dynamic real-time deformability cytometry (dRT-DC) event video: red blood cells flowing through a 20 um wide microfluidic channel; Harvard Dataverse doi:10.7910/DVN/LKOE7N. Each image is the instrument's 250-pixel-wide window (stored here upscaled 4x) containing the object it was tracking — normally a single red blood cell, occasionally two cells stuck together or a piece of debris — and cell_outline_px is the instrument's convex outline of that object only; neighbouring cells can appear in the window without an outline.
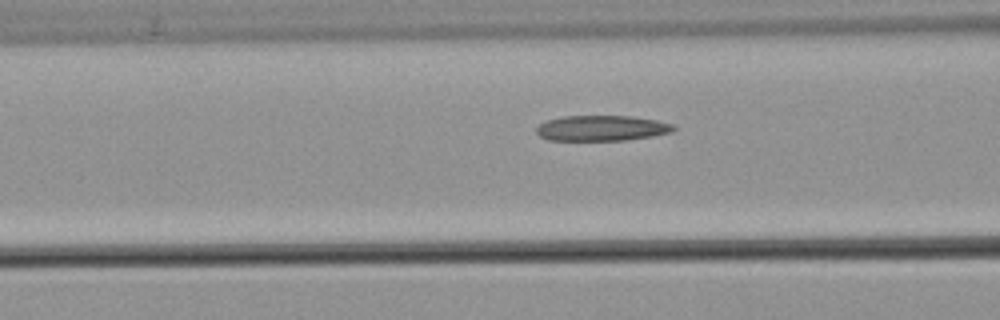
{"species": "common noctule bat (a hibernating species)", "species_latin": "Nyctalus noctula", "temperature_condition": "warm", "stored_images_in_passage": 7, "segment_of_instrument_passage": [2, 2], "camera_frame_rate_fps": 3000, "um_per_image_px": 0.085, "animal": {"sex": "male", "body_mass_g": 21.5, "forearm_length_mm": 52.0}, "frame": {"image": 1, "passage_image": 7, "time_ms": 8.0, "image_size_px": [1000, 320], "cell_outline_px": [[676, 128], [672, 132], [652, 136], [624, 140], [548, 140], [540, 136], [536, 132], [536, 128], [540, 124], [548, 120], [564, 116], [632, 116], [656, 120], [672, 124]], "centroid_in_image_um": [51.15, 10.89], "position_along_channel_um": 115.5, "area_um2": 20.23}}